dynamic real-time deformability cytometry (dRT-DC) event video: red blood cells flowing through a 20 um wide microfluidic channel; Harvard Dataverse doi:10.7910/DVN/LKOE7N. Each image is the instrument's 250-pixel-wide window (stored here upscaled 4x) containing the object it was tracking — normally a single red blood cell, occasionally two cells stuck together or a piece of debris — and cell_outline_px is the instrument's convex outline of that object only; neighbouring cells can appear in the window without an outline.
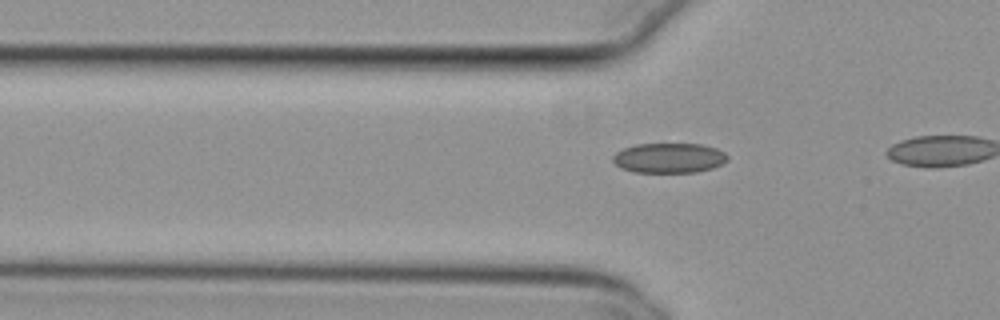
{"species": "common noctule bat (a hibernating species)", "species_latin": "Nyctalus noctula", "temperature_condition": "cold", "stored_images_in_passage": 15, "camera_frame_rate_fps": 3000, "um_per_image_px": 0.085, "animal": {"sex": "female", "body_mass_g": 29.2, "forearm_length_mm": 56.3}, "frame": {"image": 1, "passage_image": 13, "time_ms": 4.0, "image_size_px": [1000, 320], "cell_outline_px": [[728, 160], [712, 168], [696, 172], [636, 172], [620, 168], [612, 160], [612, 156], [616, 152], [624, 148], [636, 144], [700, 144], [716, 148], [724, 152], [728, 156]], "centroid_in_image_um": [56.85, 13.42], "position_along_channel_um": 68.9, "area_um2": 19.94}}